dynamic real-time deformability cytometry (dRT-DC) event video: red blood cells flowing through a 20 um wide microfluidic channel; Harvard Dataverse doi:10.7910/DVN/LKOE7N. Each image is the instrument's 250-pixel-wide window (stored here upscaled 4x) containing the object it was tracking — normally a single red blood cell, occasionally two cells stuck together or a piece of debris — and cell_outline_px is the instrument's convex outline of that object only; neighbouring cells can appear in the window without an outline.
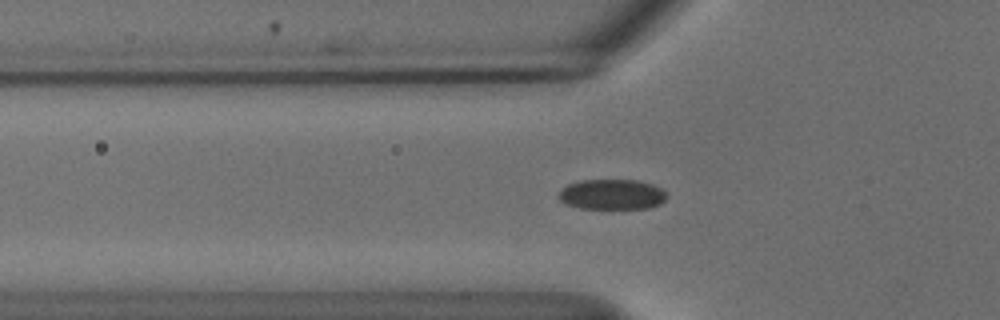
{"species": "common noctule bat (a hibernating species)", "species_latin": "Nyctalus noctula", "temperature_condition": "cold", "stored_images_in_passage": 34, "camera_frame_rate_fps": 3000, "um_per_image_px": 0.085, "animal": {"sex": "male", "body_mass_g": 18.8}, "frame": {"image": 1, "passage_image": 4, "time_ms": 1.0, "image_size_px": [1000, 320], "cell_outline_px": [[668, 196], [660, 204], [648, 208], [580, 208], [564, 204], [556, 196], [560, 188], [568, 184], [580, 180], [636, 180], [652, 184], [660, 188]], "centroid_in_image_um": [51.95, 16.52], "position_along_channel_um": 73.8, "area_um2": 19.19}}
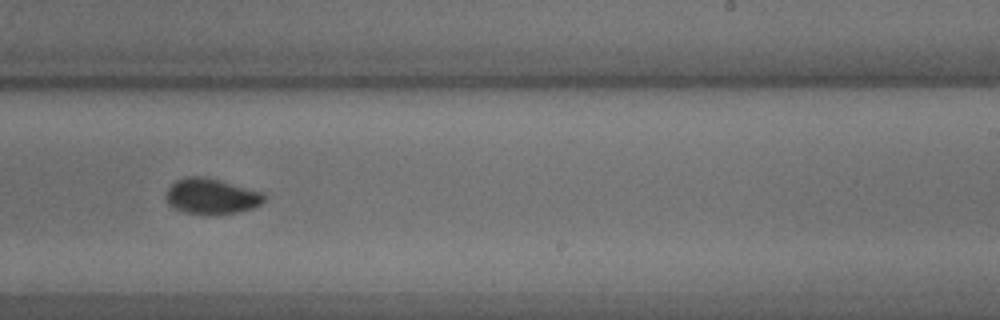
{"frame": {"image": 2, "passage_image": 20, "time_ms": 6.333, "image_size_px": [1000, 320], "cell_outline_px": [[264, 200], [260, 204], [252, 208], [240, 212], [184, 212], [168, 204], [164, 196], [168, 188], [176, 180], [188, 176], [204, 176], [264, 192]], "centroid_in_image_um": [17.95, 16.64], "position_along_channel_um": 271.0, "area_um2": 19.83}}
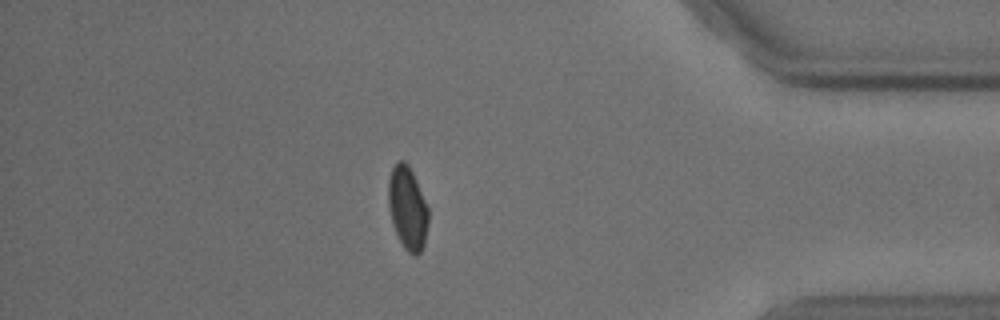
{"frame": {"image": 3, "passage_image": 33, "time_ms": 10.667, "image_size_px": [1000, 320], "cell_outline_px": [[428, 224], [424, 244], [420, 252], [416, 256], [408, 252], [404, 248], [396, 232], [392, 220], [388, 204], [388, 180], [392, 168], [396, 160], [404, 160], [408, 164], [416, 180], [428, 208]], "centroid_in_image_um": [34.64, 17.66], "position_along_channel_um": 400.6, "area_um2": 19.25}}